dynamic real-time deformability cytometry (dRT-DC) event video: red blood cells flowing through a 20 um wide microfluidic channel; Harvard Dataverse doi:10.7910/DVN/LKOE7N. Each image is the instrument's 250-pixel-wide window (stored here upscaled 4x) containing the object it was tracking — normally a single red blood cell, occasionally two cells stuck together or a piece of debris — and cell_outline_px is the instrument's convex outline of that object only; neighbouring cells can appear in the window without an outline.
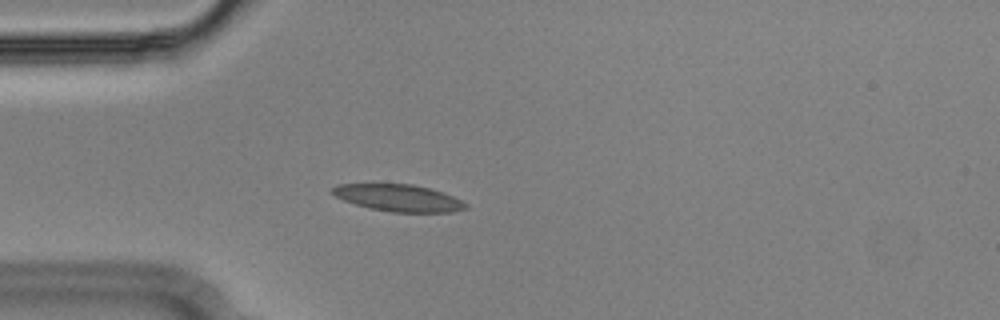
{"species": "Egyptian fruit bat (a non-hibernating species)", "species_latin": "Rousettus aegyptiacus", "temperature_condition": "cold", "stored_images_in_passage": 54, "camera_frame_rate_fps": 3000, "um_per_image_px": 0.085, "animal": {"sex": "male"}, "frame": {"image": 1, "passage_image": 14, "time_ms": 4.333, "image_size_px": [1000, 320], "cell_outline_px": [[468, 208], [452, 212], [392, 212], [368, 208], [344, 200], [336, 196], [332, 192], [332, 188], [336, 184], [412, 184], [428, 188], [452, 196], [468, 204]], "centroid_in_image_um": [33.87, 16.83], "position_along_channel_um": 51.1, "area_um2": 20.69}}
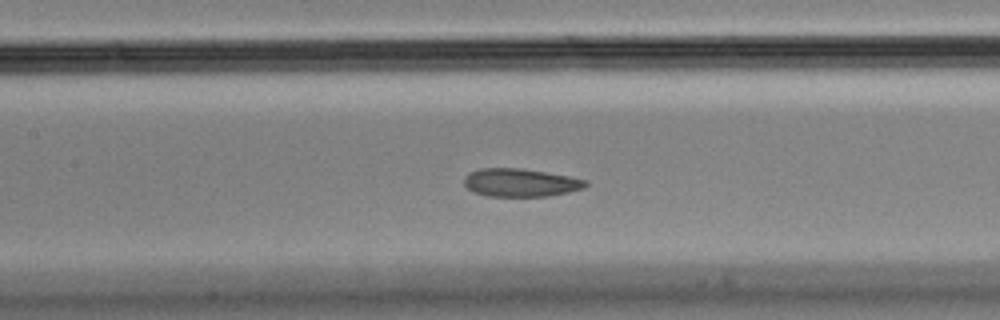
{"frame": {"image": 2, "passage_image": 24, "time_ms": 7.667, "image_size_px": [1000, 320], "cell_outline_px": [[588, 184], [584, 188], [568, 192], [548, 196], [488, 196], [472, 192], [464, 184], [464, 176], [468, 172], [480, 168], [520, 168], [568, 176], [588, 180]], "centroid_in_image_um": [44.21, 15.52], "position_along_channel_um": 163.2, "area_um2": 19.94}}
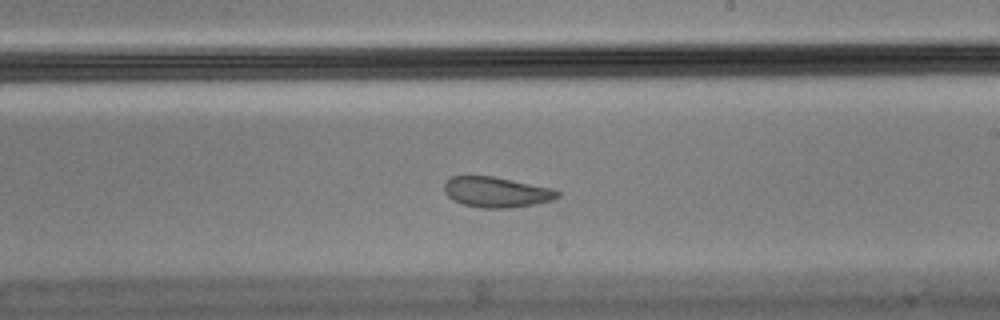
{"frame": {"image": 3, "passage_image": 31, "time_ms": 10.0, "image_size_px": [1000, 320], "cell_outline_px": [[560, 196], [552, 200], [532, 204], [508, 208], [480, 208], [464, 204], [452, 200], [444, 192], [444, 184], [452, 176], [492, 176], [552, 188], [560, 192]], "centroid_in_image_um": [42.18, 16.33], "position_along_channel_um": 246.8, "area_um2": 19.94}, "authors_computed_cell_mechanics": {"area_um2": 20.8947, "velocity_mm_per_s": 3.5986, "shape_relaxation_time_tau1_ms": null, "shape_relaxation_time_tau2_ms": 1.2482, "deformation_change_tau1": null, "deformation_change_tau2": 0.0594}}